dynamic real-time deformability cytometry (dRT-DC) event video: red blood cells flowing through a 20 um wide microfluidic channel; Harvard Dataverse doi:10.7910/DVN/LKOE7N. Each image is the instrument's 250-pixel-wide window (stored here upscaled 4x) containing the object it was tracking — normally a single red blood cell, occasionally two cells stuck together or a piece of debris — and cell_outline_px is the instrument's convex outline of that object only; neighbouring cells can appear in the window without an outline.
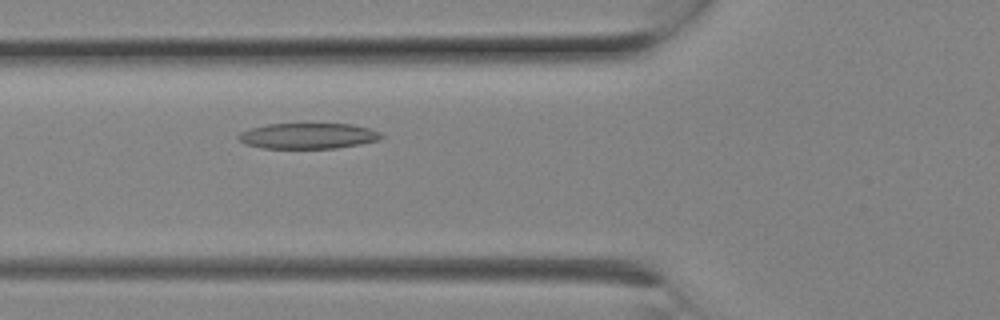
{"species": "Egyptian fruit bat (a non-hibernating species)", "species_latin": "Rousettus aegyptiacus", "temperature_condition": "room temperature", "stored_images_in_passage": 7, "camera_frame_rate_fps": 3000, "um_per_image_px": 0.085, "animal": {"sex": "female"}, "frame": {"image": 1, "passage_image": 7, "time_ms": 2.0, "image_size_px": [1000, 320], "cell_outline_px": [[384, 136], [380, 140], [360, 144], [336, 148], [264, 148], [244, 144], [236, 136], [240, 132], [252, 128], [268, 124], [352, 124], [368, 128], [380, 132]], "centroid_in_image_um": [26.2, 11.55], "position_along_channel_um": 99.6, "area_um2": 21.33}}